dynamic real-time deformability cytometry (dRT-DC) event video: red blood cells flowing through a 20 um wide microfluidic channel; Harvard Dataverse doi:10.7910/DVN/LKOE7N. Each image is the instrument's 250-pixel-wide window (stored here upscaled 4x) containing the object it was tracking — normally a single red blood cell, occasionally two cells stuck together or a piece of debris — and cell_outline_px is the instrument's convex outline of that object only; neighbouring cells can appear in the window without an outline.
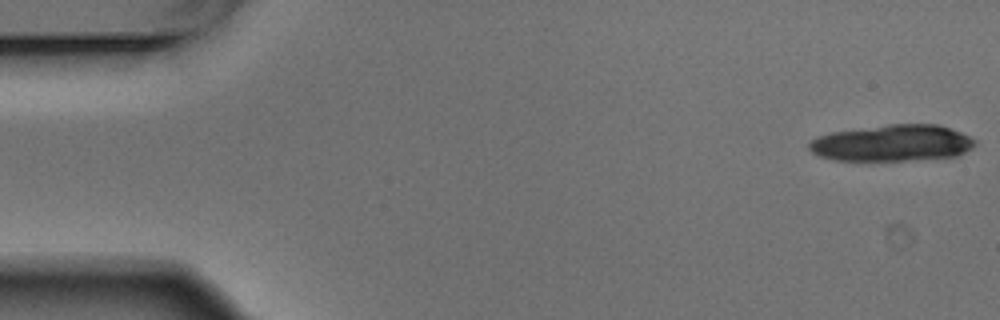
{"species": "Egyptian fruit bat (a non-hibernating species)", "species_latin": "Rousettus aegyptiacus", "temperature_condition": "warm", "stored_images_in_passage": 3, "segment_of_instrument_passage": [1, 2], "camera_frame_rate_fps": 3000, "um_per_image_px": 0.085, "animal": {"sex": "male"}, "frame": {"image": 1, "passage_image": 1, "time_ms": 0.0, "image_size_px": [1000, 320], "cell_outline_px": [[976, 144], [972, 148], [956, 156], [904, 160], [836, 160], [820, 156], [812, 152], [808, 148], [808, 144], [816, 136], [832, 132], [888, 124], [940, 124], [960, 132], [976, 140]], "centroid_in_image_um": [75.84, 12.15], "position_along_channel_um": 9.2, "area_um2": 35.08}}